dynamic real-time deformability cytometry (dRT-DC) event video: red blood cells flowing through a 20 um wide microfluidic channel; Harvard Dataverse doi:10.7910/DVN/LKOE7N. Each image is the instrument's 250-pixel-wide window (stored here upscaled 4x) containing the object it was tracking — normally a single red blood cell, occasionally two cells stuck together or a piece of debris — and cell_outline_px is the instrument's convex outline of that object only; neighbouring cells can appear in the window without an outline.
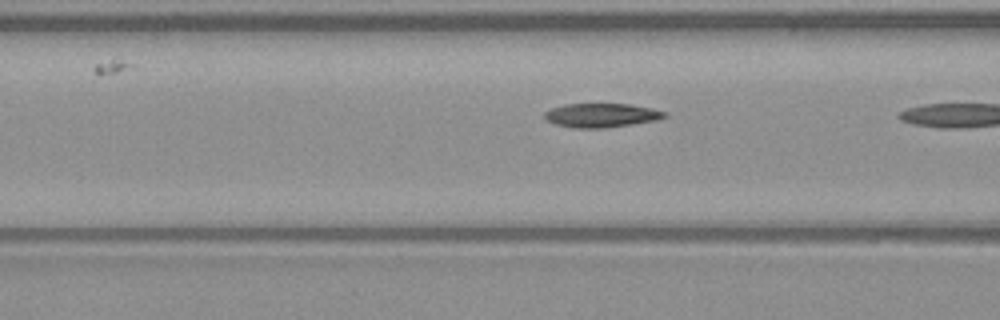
{"species": "common noctule bat (a hibernating species)", "species_latin": "Nyctalus noctula", "temperature_condition": "warm", "stored_images_in_passage": 9, "camera_frame_rate_fps": 3000, "um_per_image_px": 0.085, "animal": {"sex": "male", "body_mass_g": 23.1, "forearm_length_mm": 52.7}, "frame": {"image": 1, "passage_image": 8, "time_ms": 2.333, "image_size_px": [1000, 320], "cell_outline_px": [[668, 116], [656, 120], [632, 124], [604, 128], [576, 128], [556, 124], [544, 120], [544, 112], [552, 108], [564, 104], [628, 104], [652, 108], [668, 112]], "centroid_in_image_um": [51.12, 9.8], "position_along_channel_um": 115.5, "area_um2": 16.82}}